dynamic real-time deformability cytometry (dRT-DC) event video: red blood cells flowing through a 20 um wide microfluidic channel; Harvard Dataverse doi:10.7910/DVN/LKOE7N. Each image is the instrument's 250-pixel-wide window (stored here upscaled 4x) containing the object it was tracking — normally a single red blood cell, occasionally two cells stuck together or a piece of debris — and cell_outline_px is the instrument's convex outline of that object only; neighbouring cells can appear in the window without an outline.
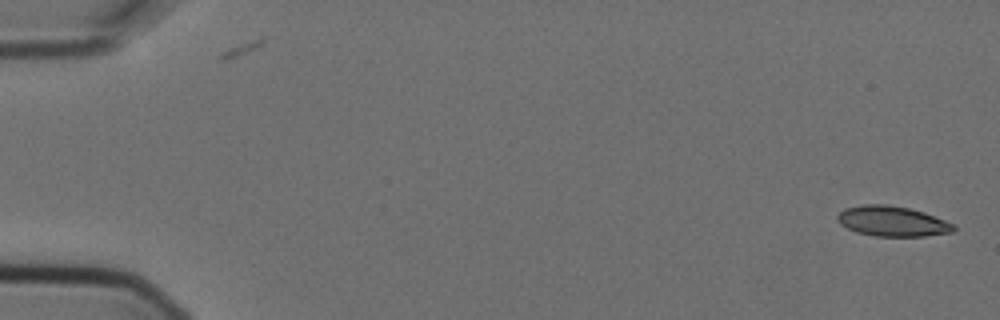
{"species": "Egyptian fruit bat (a non-hibernating species)", "species_latin": "Rousettus aegyptiacus", "temperature_condition": "cold", "stored_images_in_passage": 11, "camera_frame_rate_fps": 3000, "um_per_image_px": 0.085, "animal": {"sex": "female"}, "frame": {"image": 1, "passage_image": 1, "time_ms": 0.0, "image_size_px": [1000, 320], "cell_outline_px": [[956, 228], [952, 232], [924, 236], [876, 236], [856, 232], [840, 224], [836, 220], [836, 216], [844, 208], [864, 204], [888, 204], [908, 208], [924, 212], [956, 224]], "centroid_in_image_um": [75.84, 18.8], "position_along_channel_um": 9.2, "area_um2": 20.58}}
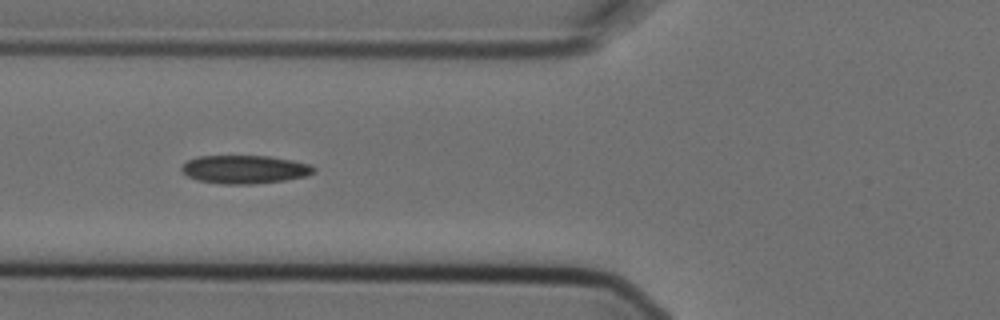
{"frame": {"image": 2, "passage_image": 6, "time_ms": 1.667, "image_size_px": [1000, 320], "cell_outline_px": [[316, 172], [304, 176], [284, 180], [252, 184], [224, 184], [196, 180], [188, 176], [180, 168], [188, 160], [200, 156], [268, 156], [292, 160], [312, 164], [316, 168]], "centroid_in_image_um": [20.83, 14.39], "position_along_channel_um": 105.0, "area_um2": 21.73}}
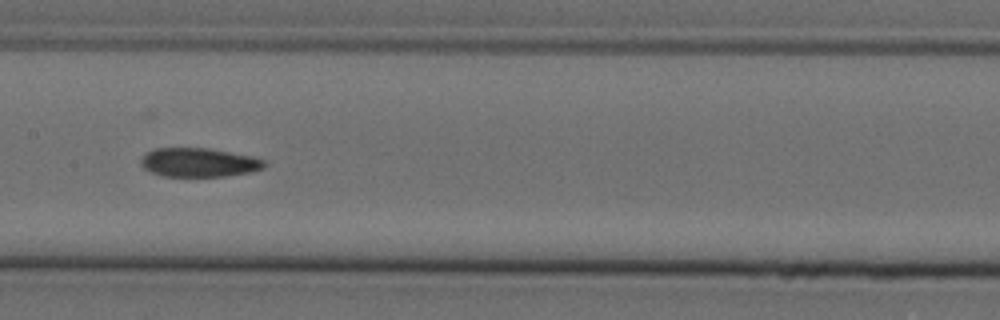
{"frame": {"image": 3, "passage_image": 8, "time_ms": 2.333, "image_size_px": [1000, 320], "cell_outline_px": [[268, 164], [264, 168], [252, 172], [224, 176], [160, 176], [144, 168], [140, 164], [140, 160], [144, 152], [152, 148], [208, 148], [252, 156], [264, 160]], "centroid_in_image_um": [16.89, 13.8], "position_along_channel_um": 190.5, "area_um2": 21.04}}